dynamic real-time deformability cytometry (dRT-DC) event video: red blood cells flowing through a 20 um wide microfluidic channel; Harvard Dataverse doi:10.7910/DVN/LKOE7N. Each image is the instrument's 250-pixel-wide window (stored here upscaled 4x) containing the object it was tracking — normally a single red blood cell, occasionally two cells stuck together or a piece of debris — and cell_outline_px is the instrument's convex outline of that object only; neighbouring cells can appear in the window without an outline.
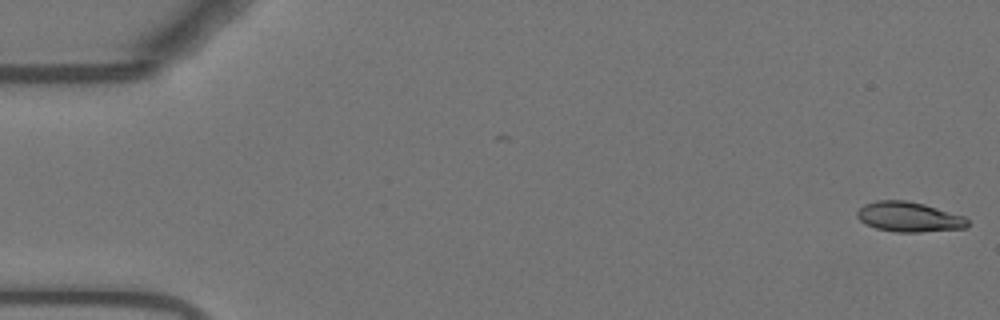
{"species": "Egyptian fruit bat (a non-hibernating species)", "species_latin": "Rousettus aegyptiacus", "temperature_condition": "warm", "stored_images_in_passage": 55, "camera_frame_rate_fps": 3000, "um_per_image_px": 0.085, "animal": {"sex": "female"}, "frame": {"image": 1, "passage_image": 1, "time_ms": 0.0, "image_size_px": [1000, 320], "cell_outline_px": [[968, 224], [964, 228], [920, 232], [896, 232], [876, 228], [864, 224], [856, 216], [856, 212], [864, 204], [876, 200], [904, 200], [924, 204], [964, 216], [968, 220]], "centroid_in_image_um": [77.22, 18.43], "position_along_channel_um": 7.8, "area_um2": 19.25}}
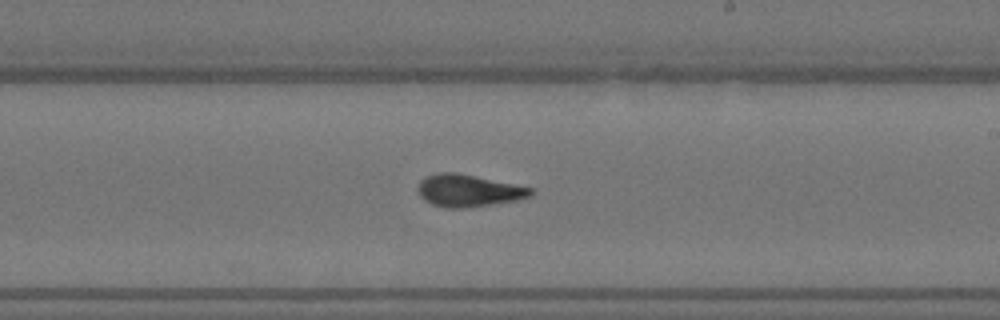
{"frame": {"image": 2, "passage_image": 32, "time_ms": 10.333, "image_size_px": [1000, 320], "cell_outline_px": [[536, 192], [532, 196], [516, 200], [492, 204], [460, 208], [444, 208], [432, 204], [424, 200], [420, 196], [416, 188], [420, 180], [424, 176], [436, 172], [456, 172], [532, 188]], "centroid_in_image_um": [39.77, 16.19], "position_along_channel_um": 249.2, "area_um2": 21.27}}
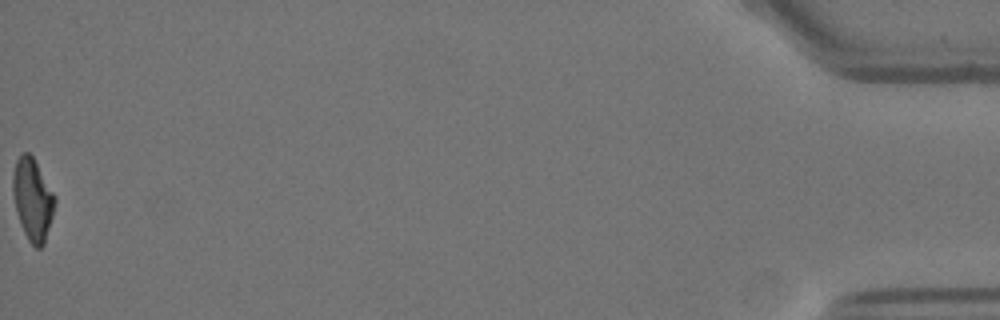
{"frame": {"image": 3, "passage_image": 55, "time_ms": 18.0, "image_size_px": [1000, 320], "cell_outline_px": [[56, 200], [52, 216], [44, 244], [40, 248], [36, 248], [28, 240], [20, 224], [12, 192], [12, 172], [16, 160], [20, 152], [28, 152], [32, 156], [56, 196]], "centroid_in_image_um": [2.76, 16.92], "position_along_channel_um": 432.4, "area_um2": 20.06}, "authors_computed_cell_mechanics": {"area_um2": 20.1144, "velocity_mm_per_s": 3.71, "shape_relaxation_time_tau1_ms": null, "shape_relaxation_time_tau2_ms": 2.3029, "deformation_change_tau1": null, "deformation_change_tau2": 0.0998}}